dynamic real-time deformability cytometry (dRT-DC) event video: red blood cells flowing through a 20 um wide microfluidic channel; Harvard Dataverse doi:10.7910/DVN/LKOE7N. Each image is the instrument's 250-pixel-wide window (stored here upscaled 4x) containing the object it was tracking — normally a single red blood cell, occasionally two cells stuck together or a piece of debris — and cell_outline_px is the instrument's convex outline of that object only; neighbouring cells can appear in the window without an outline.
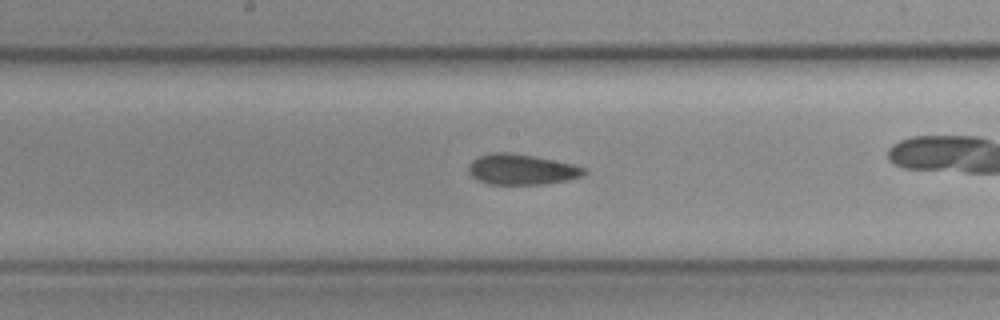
{"species": "common noctule bat (a hibernating species)", "species_latin": "Nyctalus noctula", "temperature_condition": "cold", "stored_images_in_passage": 32, "camera_frame_rate_fps": 3000, "um_per_image_px": 0.085, "animal": {"sex": "female", "body_mass_g": 19.3, "forearm_length_mm": 54.1}, "frame": {"image": 1, "passage_image": 10, "time_ms": 3.0, "image_size_px": [1000, 320], "cell_outline_px": [[588, 172], [580, 176], [568, 180], [540, 184], [488, 184], [472, 176], [468, 172], [468, 164], [472, 160], [480, 156], [492, 152], [508, 152], [532, 156], [576, 164], [588, 168]], "centroid_in_image_um": [44.36, 14.39], "position_along_channel_um": 203.8, "area_um2": 20.58}}
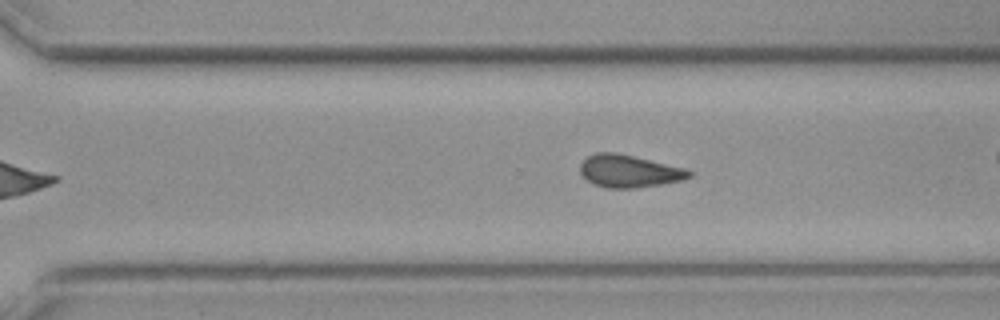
{"frame": {"image": 2, "passage_image": 19, "time_ms": 6.0, "image_size_px": [1000, 320], "cell_outline_px": [[692, 176], [684, 180], [660, 184], [632, 188], [608, 188], [592, 184], [580, 172], [580, 164], [588, 156], [596, 152], [616, 152], [688, 168], [692, 172]], "centroid_in_image_um": [53.5, 14.54], "position_along_channel_um": 317.1, "area_um2": 20.75}, "authors_computed_cell_mechanics": {"area_um2": 20.1433, "velocity_mm_per_s": 3.7923, "shape_relaxation_time_tau1_ms": null, "shape_relaxation_time_tau2_ms": 4.2106, "deformation_change_tau1": null, "deformation_change_tau2": 0.0702}}